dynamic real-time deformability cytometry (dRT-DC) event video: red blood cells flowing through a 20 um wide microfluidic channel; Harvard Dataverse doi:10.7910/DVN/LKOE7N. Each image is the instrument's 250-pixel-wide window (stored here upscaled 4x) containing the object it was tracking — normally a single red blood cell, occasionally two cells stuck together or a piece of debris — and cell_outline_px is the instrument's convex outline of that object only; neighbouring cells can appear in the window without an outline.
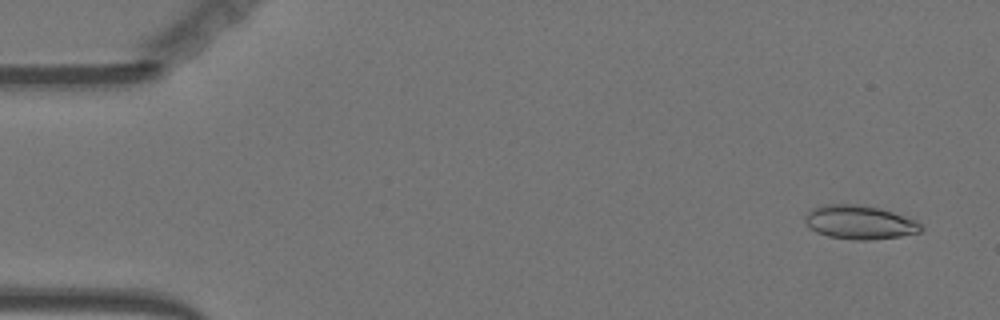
{"species": "Egyptian fruit bat (a non-hibernating species)", "species_latin": "Rousettus aegyptiacus", "temperature_condition": "warm", "stored_images_in_passage": 40, "camera_frame_rate_fps": 3000, "um_per_image_px": 0.085, "animal": {"sex": "female"}, "frame": {"image": 1, "passage_image": 3, "time_ms": 0.667, "image_size_px": [1000, 320], "cell_outline_px": [[924, 228], [920, 232], [900, 236], [868, 240], [852, 240], [828, 236], [816, 232], [804, 220], [804, 216], [812, 208], [824, 204], [856, 204], [880, 208], [916, 220]], "centroid_in_image_um": [73.06, 18.89], "position_along_channel_um": 11.9, "area_um2": 22.77}}
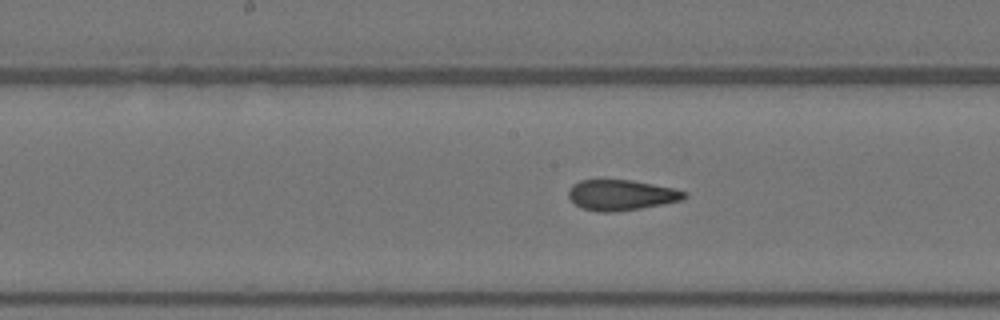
{"frame": {"image": 2, "passage_image": 28, "time_ms": 9.0, "image_size_px": [1000, 320], "cell_outline_px": [[688, 196], [684, 200], [640, 208], [612, 212], [596, 212], [580, 208], [568, 196], [568, 192], [572, 184], [580, 180], [632, 180], [676, 188], [688, 192]], "centroid_in_image_um": [52.84, 16.58], "position_along_channel_um": 195.4, "area_um2": 20.81}}
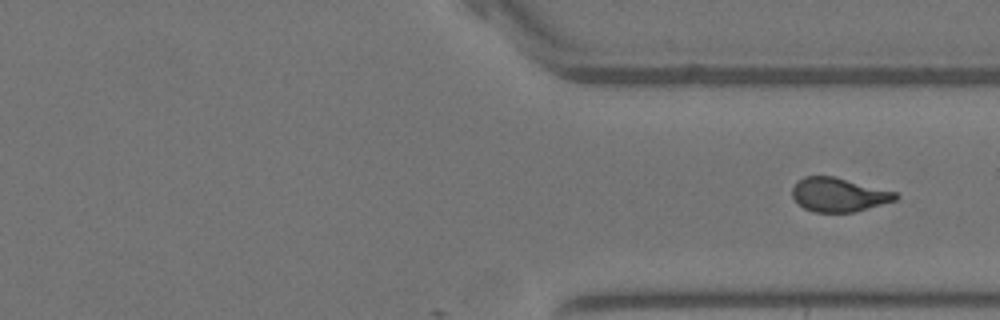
{"frame": {"image": 3, "passage_image": 40, "time_ms": 13.0, "image_size_px": [1000, 320], "cell_outline_px": [[900, 196], [896, 200], [856, 212], [812, 212], [804, 208], [792, 196], [792, 188], [796, 180], [804, 176], [836, 176], [896, 192]], "centroid_in_image_um": [71.29, 16.54], "position_along_channel_um": 340.1, "area_um2": 20.63}}